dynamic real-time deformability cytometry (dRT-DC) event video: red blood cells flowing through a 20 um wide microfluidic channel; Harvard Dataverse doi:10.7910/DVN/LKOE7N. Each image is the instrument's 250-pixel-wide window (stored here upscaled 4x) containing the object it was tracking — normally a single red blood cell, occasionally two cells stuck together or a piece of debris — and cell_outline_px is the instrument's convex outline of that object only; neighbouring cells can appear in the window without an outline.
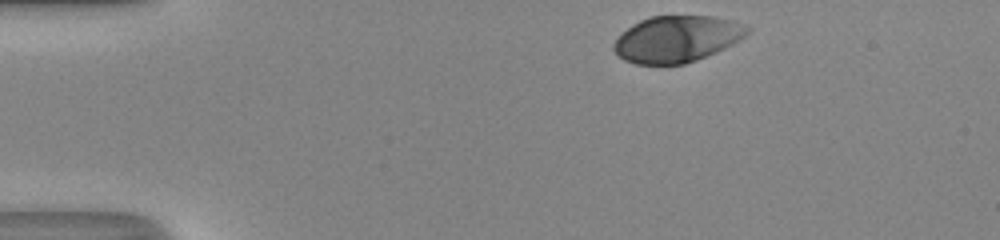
{"species": "human", "species_latin": "Homo sapiens", "temperature_condition": "room temperature", "stored_images_in_passage": 34, "camera_frame_rate_fps": 3000, "um_per_image_px": 0.085, "donor": {"sex": "male"}, "frame": {"image": 1, "passage_image": 1, "time_ms": 0.0, "image_size_px": [1000, 240], "cell_outline_px": [[752, 28], [740, 40], [716, 52], [696, 60], [684, 64], [636, 64], [624, 60], [612, 48], [612, 44], [632, 24], [640, 20], [652, 16], [712, 16], [732, 20]], "centroid_in_image_um": [57.54, 3.31], "position_along_channel_um": 27.5, "area_um2": 35.89}}
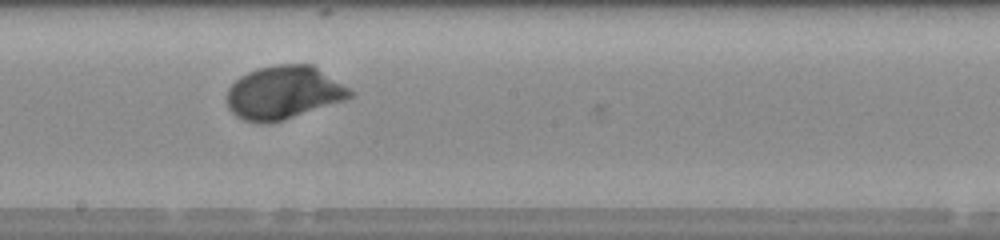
{"frame": {"image": 2, "passage_image": 21, "time_ms": 6.667, "image_size_px": [1000, 240], "cell_outline_px": [[352, 96], [344, 100], [284, 120], [268, 124], [260, 124], [244, 120], [236, 116], [228, 108], [228, 88], [240, 76], [256, 68], [276, 64], [312, 64], [348, 88], [352, 92]], "centroid_in_image_um": [24.07, 7.88], "position_along_channel_um": 224.1, "area_um2": 38.03}}
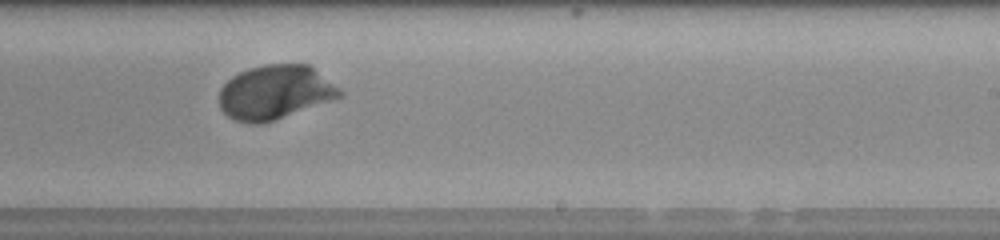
{"frame": {"image": 3, "passage_image": 24, "time_ms": 7.667, "image_size_px": [1000, 240], "cell_outline_px": [[344, 96], [260, 124], [252, 124], [236, 120], [228, 116], [220, 108], [220, 88], [232, 76], [248, 68], [264, 64], [308, 64], [340, 88], [344, 92]], "centroid_in_image_um": [23.38, 7.83], "position_along_channel_um": 265.6, "area_um2": 37.74}, "authors_computed_cell_mechanics": {"area_um2": 37.3388, "velocity_mm_per_s": 4.1652, "shape_relaxation_time_tau1_ms": 1.9517, "shape_relaxation_time_tau2_ms": null, "deformation_change_tau1": 0.149, "deformation_change_tau2": null}}